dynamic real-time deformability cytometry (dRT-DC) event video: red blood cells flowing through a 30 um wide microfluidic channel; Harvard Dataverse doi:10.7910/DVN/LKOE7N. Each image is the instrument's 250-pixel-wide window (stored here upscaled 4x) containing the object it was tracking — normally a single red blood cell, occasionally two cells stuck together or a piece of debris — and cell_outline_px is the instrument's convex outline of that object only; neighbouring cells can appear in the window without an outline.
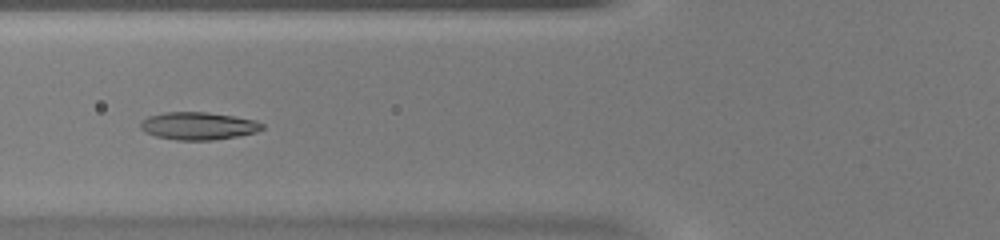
{"species": "common noctule bat (a hibernating species)", "species_latin": "Nyctalus noctula", "temperature_condition": "warm", "stored_images_in_passage": 44, "camera_frame_rate_fps": 3000, "um_per_image_px": 0.085, "animal": {"sex": "female", "body_mass_g": 20.0, "forearm_length_mm": 54.0}, "frame": {"image": 1, "passage_image": 16, "time_ms": 5.0, "image_size_px": [1000, 240], "cell_outline_px": [[264, 128], [256, 132], [240, 136], [216, 140], [176, 140], [156, 136], [144, 132], [140, 128], [140, 124], [148, 116], [164, 112], [208, 112], [256, 120], [264, 124]], "centroid_in_image_um": [16.87, 10.71], "position_along_channel_um": 108.9, "area_um2": 19.71}}
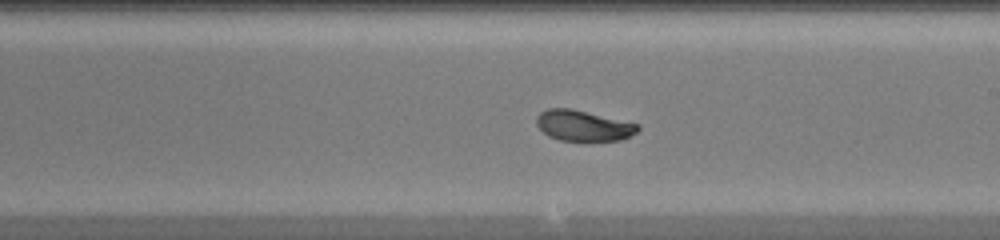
{"frame": {"image": 2, "passage_image": 25, "time_ms": 8.0, "image_size_px": [1000, 240], "cell_outline_px": [[640, 128], [636, 132], [620, 140], [588, 144], [560, 140], [548, 136], [536, 124], [536, 116], [540, 112], [548, 108], [572, 108], [640, 124]], "centroid_in_image_um": [49.59, 10.72], "position_along_channel_um": 239.4, "area_um2": 18.9}}
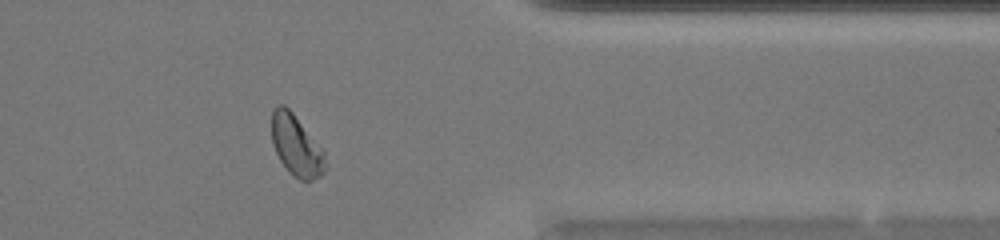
{"frame": {"image": 3, "passage_image": 36, "time_ms": 11.667, "image_size_px": [1000, 240], "cell_outline_px": [[328, 168], [320, 176], [312, 180], [300, 180], [280, 160], [272, 144], [272, 112], [276, 104], [284, 104], [292, 112], [324, 148]], "centroid_in_image_um": [25.23, 12.35], "position_along_channel_um": 386.2, "area_um2": 19.19}}